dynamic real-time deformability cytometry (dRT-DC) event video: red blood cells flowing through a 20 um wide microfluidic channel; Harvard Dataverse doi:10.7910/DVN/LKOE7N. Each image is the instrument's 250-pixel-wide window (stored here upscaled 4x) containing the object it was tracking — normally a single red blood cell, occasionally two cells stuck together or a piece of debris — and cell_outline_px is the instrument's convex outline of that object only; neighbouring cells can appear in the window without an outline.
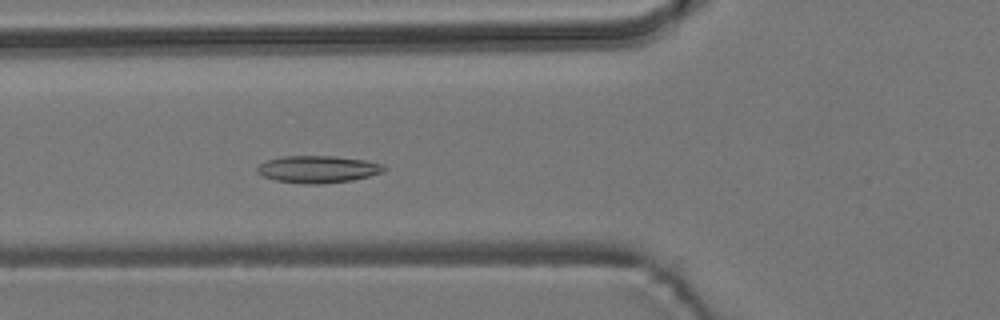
{"species": "common noctule bat (a hibernating species)", "species_latin": "Nyctalus noctula", "temperature_condition": "room temperature", "stored_images_in_passage": 4, "camera_frame_rate_fps": 3000, "um_per_image_px": 0.085, "animal": {"sex": "male", "body_mass_g": 19.2, "forearm_length_mm": 51.8}, "frame": {"image": 1, "passage_image": 4, "time_ms": 4.333, "image_size_px": [1000, 320], "cell_outline_px": [[388, 168], [384, 172], [352, 180], [316, 184], [304, 184], [276, 180], [264, 176], [256, 172], [256, 168], [260, 164], [268, 160], [284, 156], [332, 156], [364, 160], [384, 164]], "centroid_in_image_um": [27.05, 14.38], "position_along_channel_um": 98.8, "area_um2": 19.94}}